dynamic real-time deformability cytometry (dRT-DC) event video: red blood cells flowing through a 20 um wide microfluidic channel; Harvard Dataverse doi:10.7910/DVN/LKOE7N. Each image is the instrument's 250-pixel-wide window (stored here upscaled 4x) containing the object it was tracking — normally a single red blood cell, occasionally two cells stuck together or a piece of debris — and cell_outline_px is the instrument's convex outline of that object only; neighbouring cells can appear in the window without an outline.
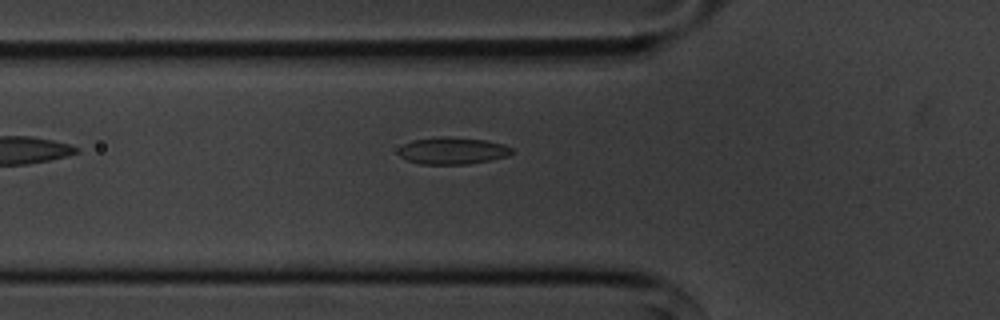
{"species": "common noctule bat (a hibernating species)", "species_latin": "Nyctalus noctula", "temperature_condition": "cold", "stored_images_in_passage": 40, "camera_frame_rate_fps": 3000, "um_per_image_px": 0.085, "animal": {"sex": "male", "body_mass_g": 20.1, "forearm_length_mm": 53.5}, "frame": {"image": 1, "passage_image": 4, "time_ms": 1.0, "image_size_px": [1000, 320], "cell_outline_px": [[512, 152], [508, 156], [468, 164], [420, 164], [408, 160], [400, 156], [396, 152], [404, 144], [412, 140], [440, 136], [448, 136], [484, 140], [500, 144], [512, 148]], "centroid_in_image_um": [38.41, 12.81], "position_along_channel_um": 87.4, "area_um2": 17.69}}
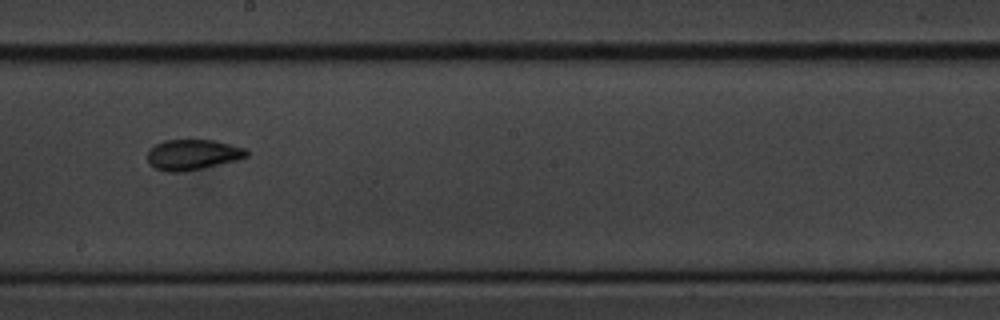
{"frame": {"image": 2, "passage_image": 16, "time_ms": 5.0, "image_size_px": [1000, 320], "cell_outline_px": [[248, 156], [236, 160], [200, 168], [180, 172], [168, 172], [156, 168], [148, 164], [148, 152], [156, 144], [164, 140], [212, 140], [248, 148]], "centroid_in_image_um": [16.39, 13.14], "position_along_channel_um": 231.8, "area_um2": 17.4}}
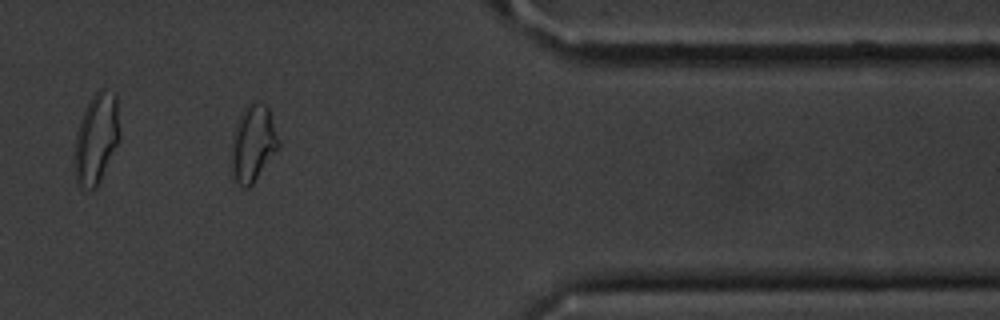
{"frame": {"image": 3, "passage_image": 31, "time_ms": 10.0, "image_size_px": [1000, 320], "cell_outline_px": [[280, 148], [252, 184], [248, 188], [244, 188], [232, 176], [232, 144], [236, 124], [244, 108], [252, 100], [256, 100], [264, 104], [268, 108], [280, 140]], "centroid_in_image_um": [21.54, 12.18], "position_along_channel_um": 389.9, "area_um2": 20.98}, "authors_computed_cell_mechanics": {"area_um2": 17.629, "velocity_mm_per_s": 3.5906, "shape_relaxation_time_tau1_ms": 10.4689, "shape_relaxation_time_tau2_ms": 2.6011, "deformation_change_tau1": 0.2064, "deformation_change_tau2": 0.0802}}